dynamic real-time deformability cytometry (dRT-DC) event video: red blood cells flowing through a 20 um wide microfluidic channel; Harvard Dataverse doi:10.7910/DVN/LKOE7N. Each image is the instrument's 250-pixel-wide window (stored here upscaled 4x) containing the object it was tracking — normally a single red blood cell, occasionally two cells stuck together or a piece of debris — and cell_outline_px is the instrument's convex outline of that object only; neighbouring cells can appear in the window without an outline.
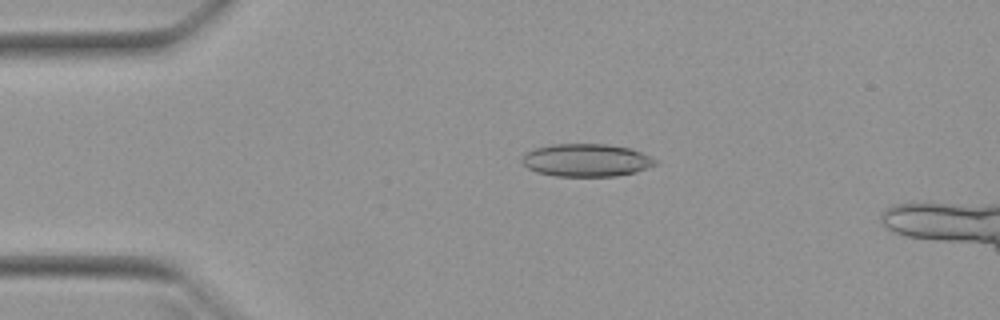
{"species": "Egyptian fruit bat (a non-hibernating species)", "species_latin": "Rousettus aegyptiacus", "temperature_condition": "warm", "stored_images_in_passage": 40, "camera_frame_rate_fps": 3000, "um_per_image_px": 0.085, "animal": {"sex": "female"}, "frame": {"image": 1, "passage_image": 1, "time_ms": 0.0, "image_size_px": [1000, 320], "cell_outline_px": [[656, 164], [648, 168], [636, 172], [616, 176], [556, 176], [536, 172], [528, 168], [520, 160], [524, 152], [536, 148], [552, 144], [608, 144], [632, 148], [652, 156], [656, 160]], "centroid_in_image_um": [49.85, 13.61], "position_along_channel_um": 35.2, "area_um2": 25.72}}
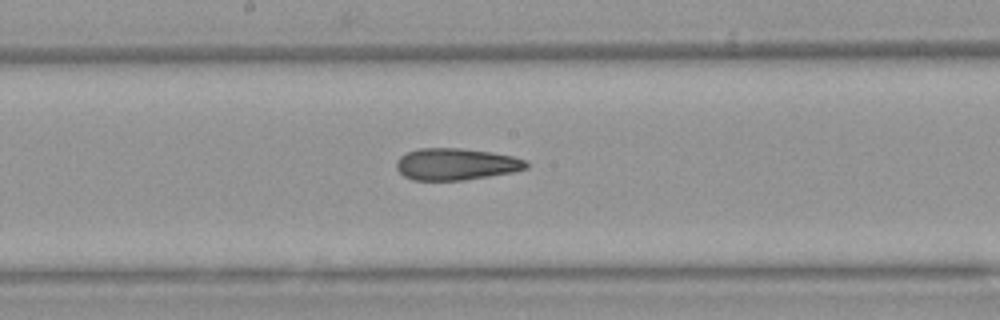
{"frame": {"image": 2, "passage_image": 17, "time_ms": 5.333, "image_size_px": [1000, 320], "cell_outline_px": [[528, 168], [512, 172], [464, 180], [412, 180], [404, 176], [396, 168], [396, 160], [400, 156], [416, 148], [460, 148], [492, 152], [512, 156], [524, 160], [528, 164]], "centroid_in_image_um": [38.73, 13.95], "position_along_channel_um": 209.5, "area_um2": 24.04}}
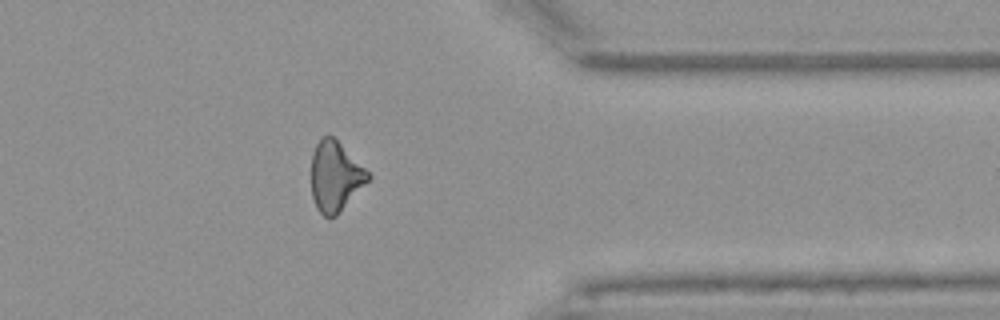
{"frame": {"image": 3, "passage_image": 31, "time_ms": 10.0, "image_size_px": [1000, 320], "cell_outline_px": [[372, 176], [340, 212], [336, 216], [324, 216], [316, 208], [312, 196], [312, 152], [316, 144], [324, 136], [332, 136]], "centroid_in_image_um": [28.48, 15.02], "position_along_channel_um": 382.9, "area_um2": 22.54}}